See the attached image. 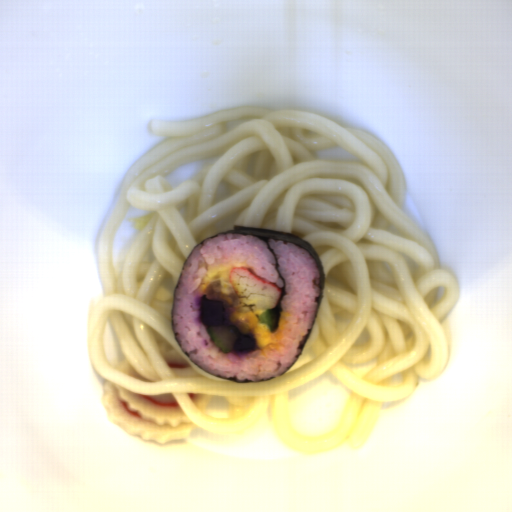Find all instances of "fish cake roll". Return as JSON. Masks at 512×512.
<instances>
[{"label":"fish cake roll","instance_id":"obj_4","mask_svg":"<svg viewBox=\"0 0 512 512\" xmlns=\"http://www.w3.org/2000/svg\"><path fill=\"white\" fill-rule=\"evenodd\" d=\"M188 398L191 403L202 413L205 411L207 405L215 398V395H205V394H189Z\"/></svg>","mask_w":512,"mask_h":512},{"label":"fish cake roll","instance_id":"obj_1","mask_svg":"<svg viewBox=\"0 0 512 512\" xmlns=\"http://www.w3.org/2000/svg\"><path fill=\"white\" fill-rule=\"evenodd\" d=\"M103 404L112 423L143 440H179L196 429L176 396L136 394L104 378Z\"/></svg>","mask_w":512,"mask_h":512},{"label":"fish cake roll","instance_id":"obj_2","mask_svg":"<svg viewBox=\"0 0 512 512\" xmlns=\"http://www.w3.org/2000/svg\"><path fill=\"white\" fill-rule=\"evenodd\" d=\"M157 349L167 365L185 369L191 367L190 362L185 357H183L177 350L167 347L165 342L158 344Z\"/></svg>","mask_w":512,"mask_h":512},{"label":"fish cake roll","instance_id":"obj_3","mask_svg":"<svg viewBox=\"0 0 512 512\" xmlns=\"http://www.w3.org/2000/svg\"><path fill=\"white\" fill-rule=\"evenodd\" d=\"M115 369L120 371V372H123L125 374H128L142 382H153L149 379H147L146 377H144L143 375H141L137 369L126 359V360H123L119 363H116L115 364Z\"/></svg>","mask_w":512,"mask_h":512}]
</instances>
